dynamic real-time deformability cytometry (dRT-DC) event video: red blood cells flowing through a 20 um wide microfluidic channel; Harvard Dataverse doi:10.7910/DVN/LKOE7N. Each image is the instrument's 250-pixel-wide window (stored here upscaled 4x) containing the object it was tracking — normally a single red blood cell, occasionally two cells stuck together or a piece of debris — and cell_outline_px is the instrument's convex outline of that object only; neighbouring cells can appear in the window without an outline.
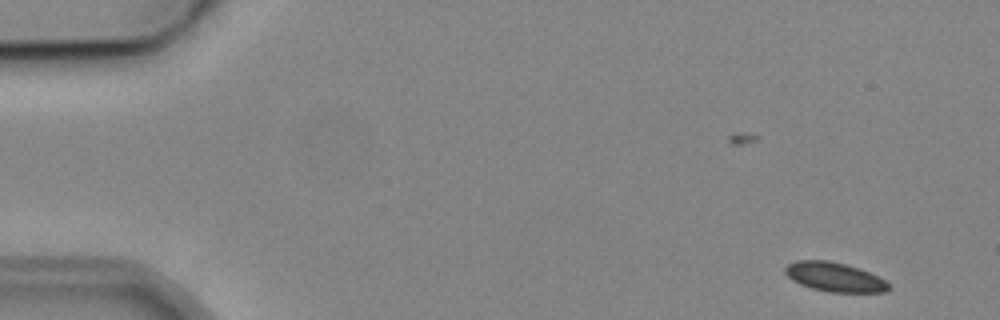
{"species": "common noctule bat (a hibernating species)", "species_latin": "Nyctalus noctula", "temperature_condition": "cold", "stored_images_in_passage": 5, "camera_frame_rate_fps": 3000, "um_per_image_px": 0.085, "animal": {"sex": "male", "body_mass_g": 19.2, "forearm_length_mm": 51.8}, "frame": {"image": 1, "passage_image": 1, "time_ms": 0.0, "image_size_px": [1000, 320], "cell_outline_px": [[888, 292], [828, 292], [812, 288], [800, 284], [792, 280], [784, 272], [784, 268], [788, 264], [796, 260], [828, 260], [844, 264], [868, 272], [884, 280], [888, 284]], "centroid_in_image_um": [70.88, 23.55], "position_along_channel_um": 14.1, "area_um2": 17.4}}
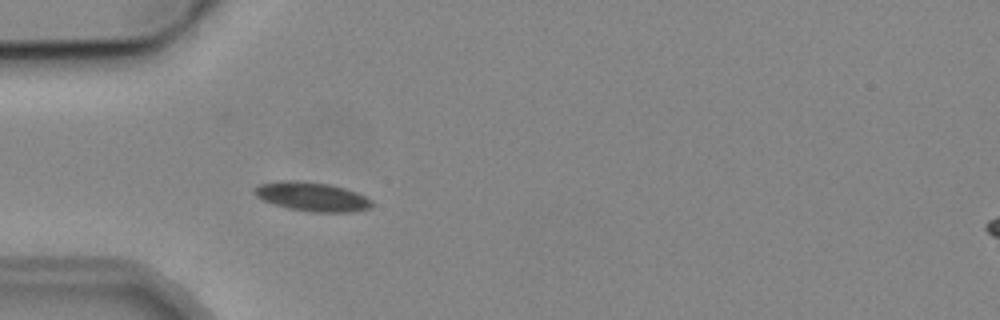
{"frame": {"image": 2, "passage_image": 5, "time_ms": 4.333, "image_size_px": [1000, 320], "cell_outline_px": [[372, 204], [368, 208], [352, 212], [312, 212], [288, 208], [264, 200], [256, 196], [252, 192], [260, 184], [280, 180], [292, 180], [328, 184], [344, 188], [356, 192], [372, 200]], "centroid_in_image_um": [26.51, 16.71], "position_along_channel_um": 58.5, "area_um2": 19.59}}